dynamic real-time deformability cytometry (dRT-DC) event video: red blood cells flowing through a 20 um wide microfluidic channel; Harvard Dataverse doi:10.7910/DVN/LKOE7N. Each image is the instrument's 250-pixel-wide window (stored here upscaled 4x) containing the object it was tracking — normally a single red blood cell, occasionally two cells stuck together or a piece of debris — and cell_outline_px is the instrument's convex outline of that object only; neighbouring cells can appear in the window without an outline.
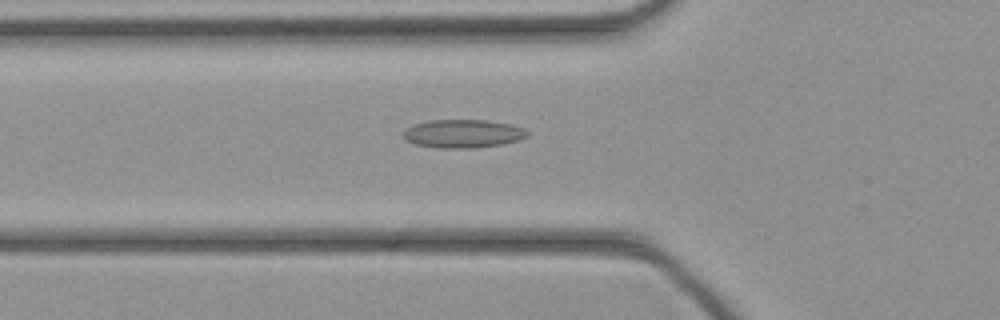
{"species": "common noctule bat (a hibernating species)", "species_latin": "Nyctalus noctula", "temperature_condition": "cold", "stored_images_in_passage": 45, "camera_frame_rate_fps": 3000, "um_per_image_px": 0.085, "animal": {"sex": "female", "body_mass_g": 21.9}, "frame": {"image": 1, "passage_image": 16, "time_ms": 5.0, "image_size_px": [1000, 320], "cell_outline_px": [[528, 136], [520, 140], [500, 144], [476, 148], [440, 148], [416, 144], [408, 140], [404, 136], [404, 132], [412, 124], [428, 120], [488, 120], [512, 124], [524, 128], [528, 132]], "centroid_in_image_um": [39.4, 11.35], "position_along_channel_um": 86.4, "area_um2": 20.46}}
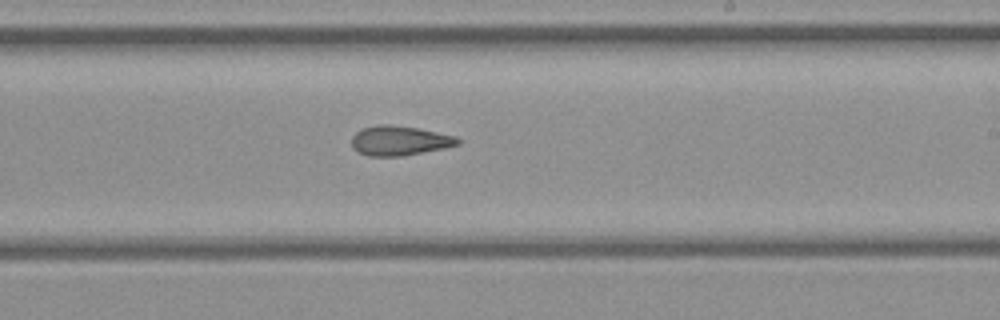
{"frame": {"image": 2, "passage_image": 27, "time_ms": 8.667, "image_size_px": [1000, 320], "cell_outline_px": [[460, 144], [444, 148], [400, 156], [368, 156], [356, 152], [352, 148], [352, 136], [360, 128], [376, 124], [388, 124], [420, 128], [456, 136], [460, 140]], "centroid_in_image_um": [33.92, 11.94], "position_along_channel_um": 255.1, "area_um2": 18.55}}
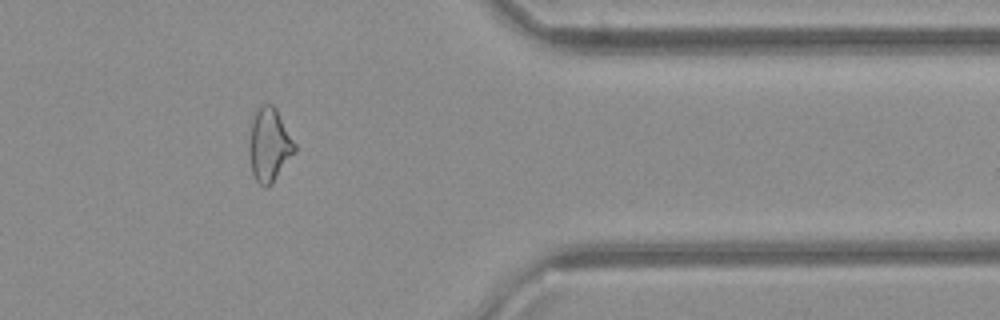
{"frame": {"image": 3, "passage_image": 37, "time_ms": 12.0, "image_size_px": [1000, 320], "cell_outline_px": [[296, 152], [272, 184], [268, 188], [264, 188], [256, 180], [252, 172], [248, 148], [248, 144], [252, 112], [260, 104], [272, 104], [276, 108], [296, 144]], "centroid_in_image_um": [22.87, 12.29], "position_along_channel_um": 388.5, "area_um2": 20.06}}